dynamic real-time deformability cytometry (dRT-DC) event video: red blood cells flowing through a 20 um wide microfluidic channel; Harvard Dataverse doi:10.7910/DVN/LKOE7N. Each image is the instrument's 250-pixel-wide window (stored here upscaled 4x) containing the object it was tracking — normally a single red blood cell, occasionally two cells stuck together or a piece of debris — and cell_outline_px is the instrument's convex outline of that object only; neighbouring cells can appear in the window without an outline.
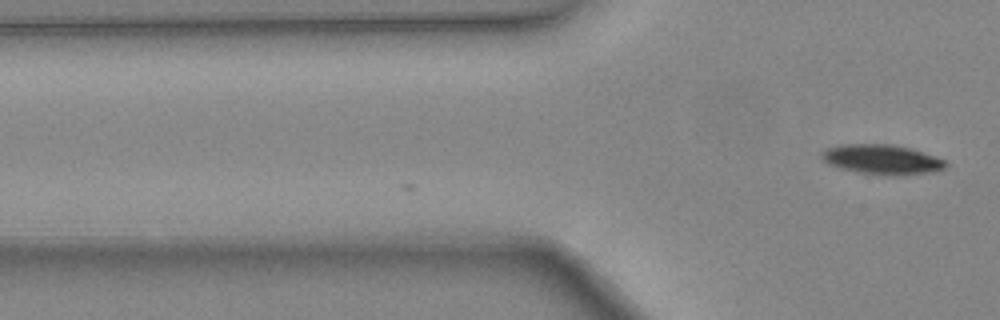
{"species": "common noctule bat (a hibernating species)", "species_latin": "Nyctalus noctula", "temperature_condition": "warm", "stored_images_in_passage": 2, "camera_frame_rate_fps": 3000, "um_per_image_px": 0.085, "animal": {"sex": "female", "body_mass_g": 24.6, "forearm_length_mm": 56.2}, "frame": {"image": 1, "passage_image": 2, "time_ms": 0.333, "image_size_px": [1000, 320], "cell_outline_px": [[948, 164], [944, 168], [932, 172], [860, 172], [840, 168], [828, 164], [820, 156], [820, 152], [824, 148], [840, 144], [892, 144], [912, 148], [936, 156], [944, 160]], "centroid_in_image_um": [74.89, 13.48], "position_along_channel_um": 50.9, "area_um2": 20.63}}